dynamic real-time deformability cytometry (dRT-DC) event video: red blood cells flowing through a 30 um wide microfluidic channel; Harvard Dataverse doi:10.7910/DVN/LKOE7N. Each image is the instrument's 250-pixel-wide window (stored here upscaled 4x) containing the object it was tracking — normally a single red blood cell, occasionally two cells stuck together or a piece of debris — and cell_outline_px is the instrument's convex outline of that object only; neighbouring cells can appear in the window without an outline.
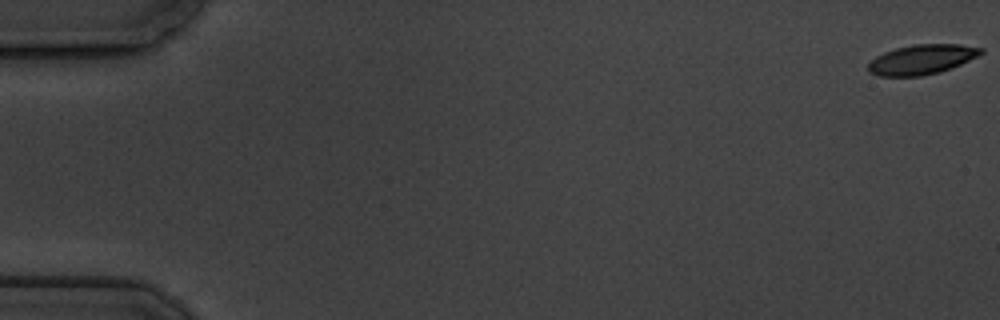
{"species": "common noctule bat (a hibernating species)", "species_latin": "Nyctalus noctula", "temperature_condition": "cold", "stored_images_in_passage": 2, "camera_frame_rate_fps": 3000, "um_per_image_px": 0.085, "animal": {"sex": "male", "body_mass_g": 19.5, "forearm_length_mm": 54.6}, "frame": {"image": 1, "passage_image": 1, "time_ms": 0.0, "image_size_px": [1000, 320], "cell_outline_px": [[984, 52], [960, 64], [940, 72], [920, 76], [880, 76], [868, 72], [868, 64], [876, 56], [884, 52], [896, 48], [916, 44], [960, 44], [984, 48]], "centroid_in_image_um": [78.34, 5.05], "position_along_channel_um": 6.7, "area_um2": 19.42}}